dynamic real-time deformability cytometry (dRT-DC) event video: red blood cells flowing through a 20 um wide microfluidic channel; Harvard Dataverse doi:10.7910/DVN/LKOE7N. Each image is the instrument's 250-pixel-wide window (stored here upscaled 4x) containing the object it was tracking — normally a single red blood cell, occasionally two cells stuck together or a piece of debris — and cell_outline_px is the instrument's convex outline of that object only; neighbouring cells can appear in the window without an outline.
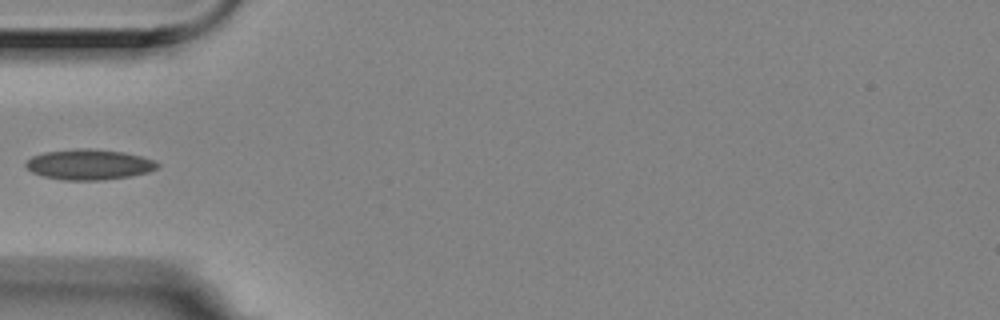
{"species": "Egyptian fruit bat (a non-hibernating species)", "species_latin": "Rousettus aegyptiacus", "temperature_condition": "room temperature", "stored_images_in_passage": 7, "camera_frame_rate_fps": 3000, "um_per_image_px": 0.085, "animal": {"sex": "female"}, "frame": {"image": 1, "passage_image": 4, "time_ms": 1.0, "image_size_px": [1000, 320], "cell_outline_px": [[160, 164], [156, 168], [148, 172], [128, 176], [104, 180], [64, 180], [44, 176], [32, 172], [24, 164], [32, 156], [44, 152], [76, 148], [92, 148], [124, 152], [140, 156], [152, 160]], "centroid_in_image_um": [7.55, 13.97], "position_along_channel_um": 77.5, "area_um2": 23.24}}
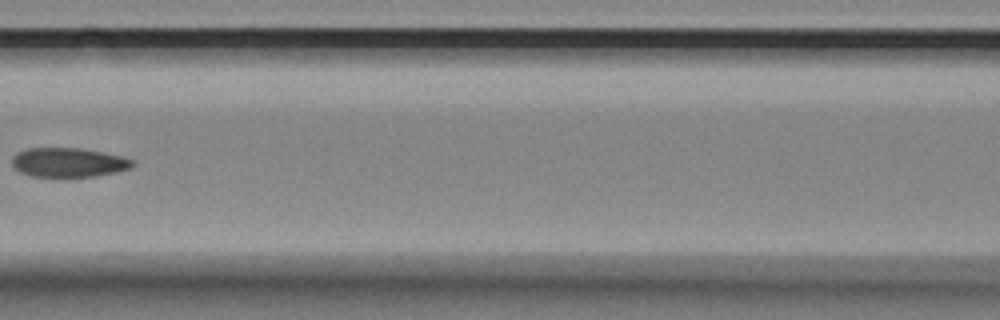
{"frame": {"image": 2, "passage_image": 6, "time_ms": 1.667, "image_size_px": [1000, 320], "cell_outline_px": [[136, 164], [132, 168], [116, 172], [96, 176], [32, 176], [20, 172], [12, 168], [12, 156], [16, 152], [28, 148], [80, 148], [104, 152], [124, 156], [136, 160]], "centroid_in_image_um": [5.86, 13.79], "position_along_channel_um": 160.7, "area_um2": 20.87}}
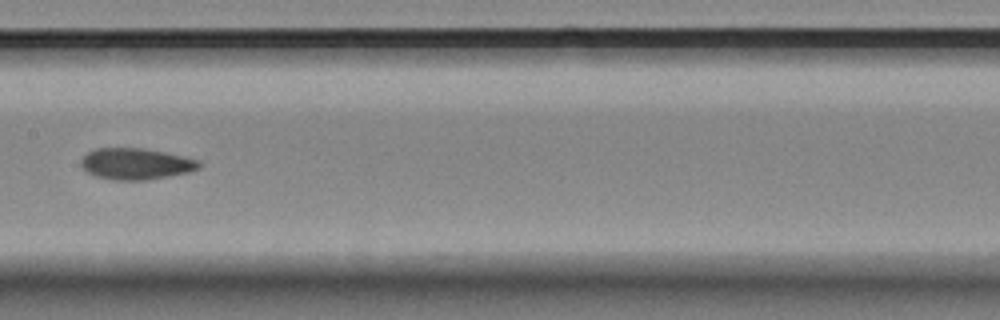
{"frame": {"image": 3, "passage_image": 7, "time_ms": 2.0, "image_size_px": [1000, 320], "cell_outline_px": [[200, 168], [188, 172], [148, 180], [112, 180], [96, 176], [88, 172], [80, 164], [80, 160], [88, 152], [96, 148], [140, 148], [180, 156], [196, 160], [200, 164]], "centroid_in_image_um": [11.49, 13.94], "position_along_channel_um": 195.9, "area_um2": 21.15}}